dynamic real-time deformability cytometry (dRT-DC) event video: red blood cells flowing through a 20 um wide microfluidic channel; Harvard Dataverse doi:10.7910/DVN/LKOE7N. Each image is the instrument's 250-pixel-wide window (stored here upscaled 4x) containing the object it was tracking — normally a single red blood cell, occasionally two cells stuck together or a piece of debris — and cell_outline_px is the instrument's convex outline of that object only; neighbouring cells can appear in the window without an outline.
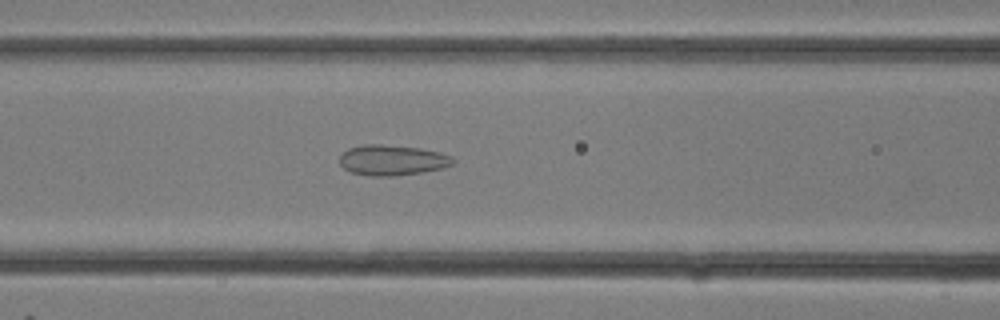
{"species": "common noctule bat (a hibernating species)", "species_latin": "Nyctalus noctula", "temperature_condition": "room temperature", "stored_images_in_passage": 28, "camera_frame_rate_fps": 3000, "um_per_image_px": 0.085, "animal": {"sex": "female"}, "frame": {"image": 1, "passage_image": 11, "time_ms": 3.333, "image_size_px": [1000, 320], "cell_outline_px": [[456, 160], [452, 164], [444, 168], [396, 176], [368, 176], [352, 172], [344, 168], [340, 164], [340, 156], [348, 148], [364, 144], [380, 144], [420, 148], [440, 152], [452, 156]], "centroid_in_image_um": [33.35, 13.61], "position_along_channel_um": 133.2, "area_um2": 20.17}}
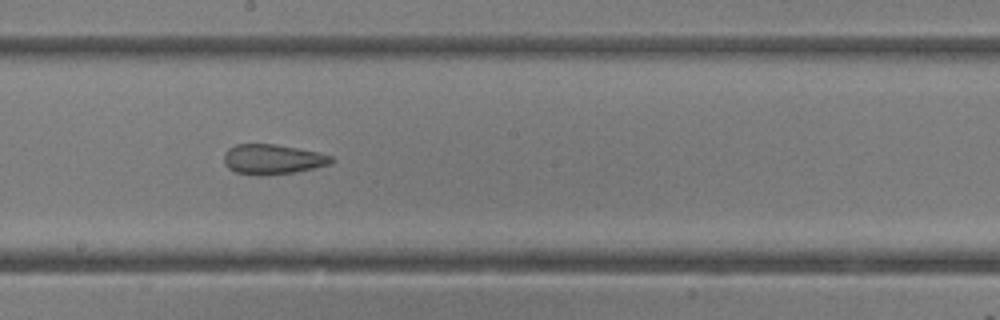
{"frame": {"image": 2, "passage_image": 15, "time_ms": 4.667, "image_size_px": [1000, 320], "cell_outline_px": [[336, 160], [332, 164], [296, 172], [260, 176], [256, 176], [236, 172], [228, 168], [224, 164], [224, 152], [228, 148], [236, 144], [276, 144], [316, 152], [332, 156]], "centroid_in_image_um": [23.16, 13.55], "position_along_channel_um": 225.0, "area_um2": 18.96}}
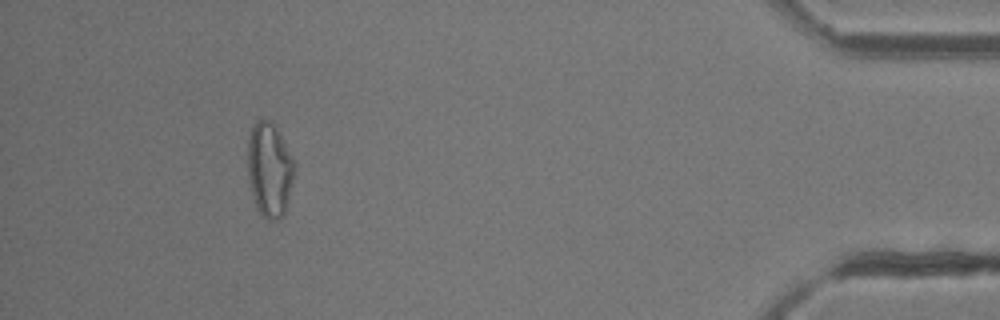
{"frame": {"image": 3, "passage_image": 26, "time_ms": 8.333, "image_size_px": [1000, 320], "cell_outline_px": [[296, 168], [284, 216], [280, 220], [268, 220], [260, 216], [256, 208], [248, 176], [248, 140], [252, 124], [256, 120], [268, 120], [276, 124]], "centroid_in_image_um": [22.91, 14.44], "position_along_channel_um": 412.3, "area_um2": 25.95}}